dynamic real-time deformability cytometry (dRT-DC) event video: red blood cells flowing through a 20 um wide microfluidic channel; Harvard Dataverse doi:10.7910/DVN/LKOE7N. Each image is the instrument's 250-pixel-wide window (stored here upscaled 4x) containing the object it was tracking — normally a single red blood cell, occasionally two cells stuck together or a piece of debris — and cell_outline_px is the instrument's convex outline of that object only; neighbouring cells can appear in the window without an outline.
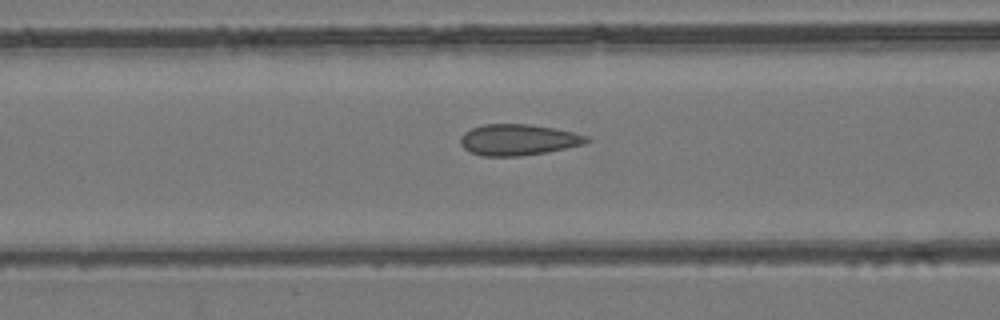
{"species": "common noctule bat (a hibernating species)", "species_latin": "Nyctalus noctula", "temperature_condition": "room temperature", "stored_images_in_passage": 49, "camera_frame_rate_fps": 3000, "um_per_image_px": 0.085, "animal": {"sex": "female", "body_mass_g": 24.6, "forearm_length_mm": 56.2}, "frame": {"image": 1, "passage_image": 22, "time_ms": 7.0, "image_size_px": [1000, 320], "cell_outline_px": [[592, 140], [584, 144], [548, 152], [520, 156], [480, 156], [464, 148], [460, 144], [460, 136], [464, 132], [472, 128], [484, 124], [528, 124], [576, 132], [588, 136]], "centroid_in_image_um": [44.06, 11.88], "position_along_channel_um": 122.5, "area_um2": 23.0}}
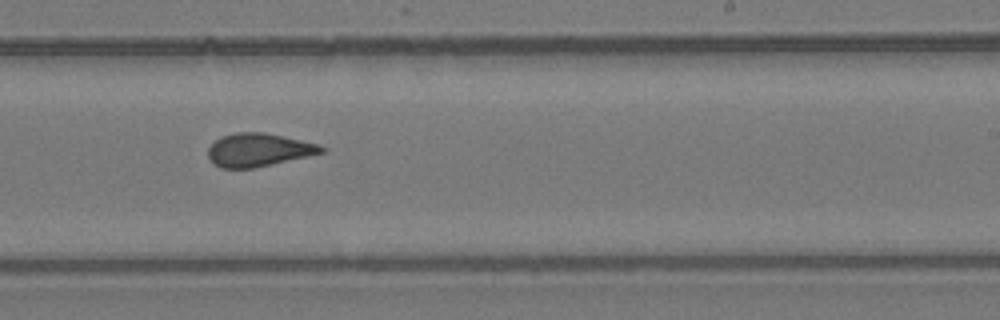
{"frame": {"image": 2, "passage_image": 33, "time_ms": 10.667, "image_size_px": [1000, 320], "cell_outline_px": [[328, 148], [324, 152], [252, 168], [220, 168], [212, 164], [208, 156], [208, 148], [220, 136], [236, 132], [264, 132], [320, 144]], "centroid_in_image_um": [21.95, 12.73], "position_along_channel_um": 267.0, "area_um2": 21.85}}
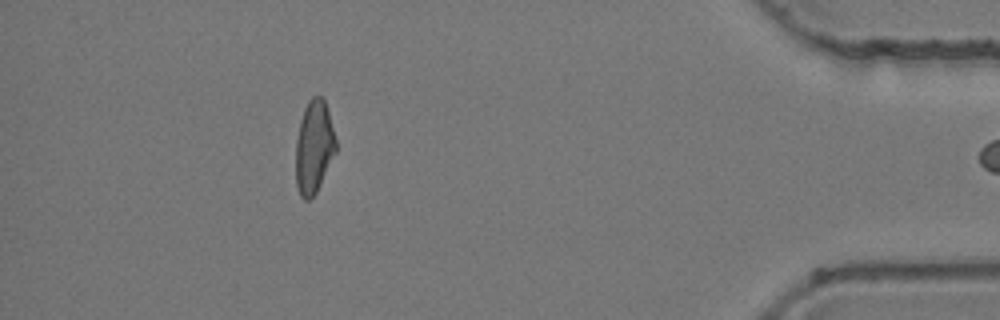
{"frame": {"image": 3, "passage_image": 48, "time_ms": 15.667, "image_size_px": [1000, 320], "cell_outline_px": [[336, 152], [316, 192], [308, 200], [304, 200], [300, 196], [296, 188], [296, 140], [300, 120], [304, 108], [308, 100], [312, 96], [320, 96], [324, 100], [328, 112], [336, 140]], "centroid_in_image_um": [26.67, 12.5], "position_along_channel_um": 408.5, "area_um2": 21.62}}